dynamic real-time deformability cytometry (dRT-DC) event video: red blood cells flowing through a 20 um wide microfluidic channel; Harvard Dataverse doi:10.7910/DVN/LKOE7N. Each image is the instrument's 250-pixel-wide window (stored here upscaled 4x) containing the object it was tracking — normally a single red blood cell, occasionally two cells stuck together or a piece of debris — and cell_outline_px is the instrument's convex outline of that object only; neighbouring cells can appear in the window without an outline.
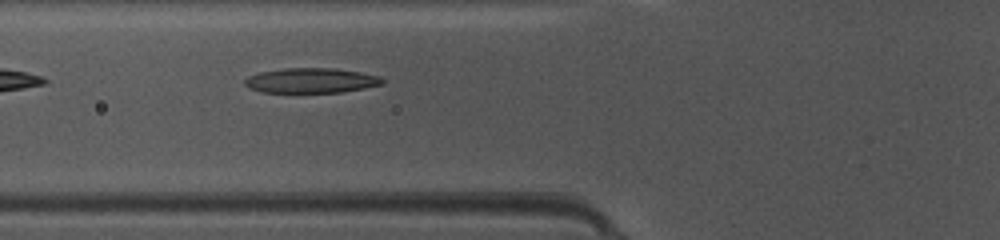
{"species": "common noctule bat (a hibernating species)", "species_latin": "Nyctalus noctula", "temperature_condition": "warm", "stored_images_in_passage": 33, "camera_frame_rate_fps": 3000, "um_per_image_px": 0.085, "animal": {"sex": "female", "body_mass_g": 10.0, "forearm_length_mm": 53.1}, "frame": {"image": 1, "passage_image": 5, "time_ms": 1.333, "image_size_px": [1000, 240], "cell_outline_px": [[384, 84], [364, 88], [340, 92], [260, 92], [248, 88], [244, 84], [244, 80], [248, 76], [260, 72], [284, 68], [336, 68], [360, 72], [380, 76], [384, 80]], "centroid_in_image_um": [26.44, 6.84], "position_along_channel_um": 99.4, "area_um2": 20.06}}
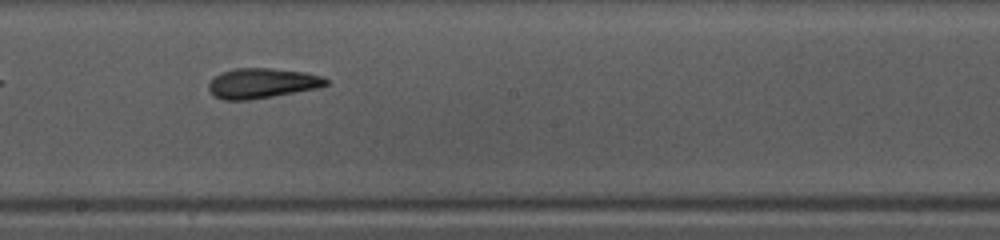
{"frame": {"image": 2, "passage_image": 14, "time_ms": 4.333, "image_size_px": [1000, 240], "cell_outline_px": [[328, 84], [320, 88], [248, 100], [224, 100], [216, 96], [208, 88], [208, 84], [220, 72], [236, 68], [272, 68], [304, 72], [324, 76], [328, 80]], "centroid_in_image_um": [22.31, 7.06], "position_along_channel_um": 225.9, "area_um2": 20.52}}
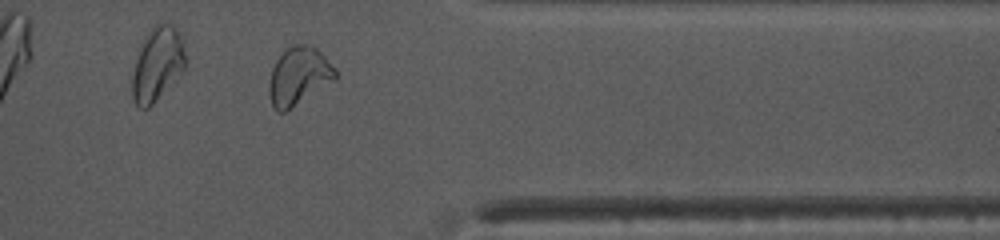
{"frame": {"image": 3, "passage_image": 26, "time_ms": 8.333, "image_size_px": [1000, 240], "cell_outline_px": [[336, 80], [284, 112], [280, 112], [272, 104], [268, 92], [268, 88], [272, 68], [276, 60], [292, 44], [308, 44], [316, 48], [336, 68]], "centroid_in_image_um": [25.41, 6.45], "position_along_channel_um": 386.0, "area_um2": 22.14}}